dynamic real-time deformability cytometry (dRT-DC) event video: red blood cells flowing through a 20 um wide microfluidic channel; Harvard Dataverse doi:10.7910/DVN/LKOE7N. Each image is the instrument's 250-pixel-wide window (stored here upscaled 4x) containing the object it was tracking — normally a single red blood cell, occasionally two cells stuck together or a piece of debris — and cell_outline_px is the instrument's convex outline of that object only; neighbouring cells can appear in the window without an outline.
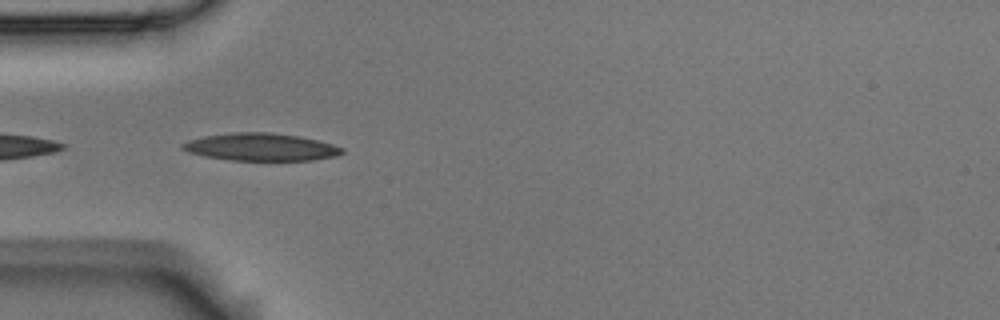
{"species": "Egyptian fruit bat (a non-hibernating species)", "species_latin": "Rousettus aegyptiacus", "temperature_condition": "room temperature", "stored_images_in_passage": 5, "camera_frame_rate_fps": 3000, "um_per_image_px": 0.085, "animal": {"sex": "male"}, "frame": {"image": 1, "passage_image": 4, "time_ms": 1.0, "image_size_px": [1000, 320], "cell_outline_px": [[344, 152], [336, 156], [312, 160], [228, 160], [204, 156], [188, 152], [180, 148], [180, 144], [188, 140], [204, 136], [232, 132], [272, 132], [300, 136], [332, 144], [344, 148]], "centroid_in_image_um": [22.14, 12.49], "position_along_channel_um": 62.9, "area_um2": 25.72}}
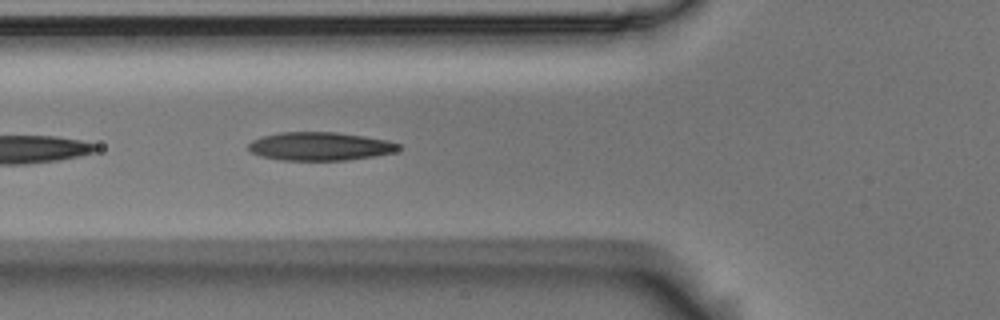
{"frame": {"image": 2, "passage_image": 5, "time_ms": 1.333, "image_size_px": [1000, 320], "cell_outline_px": [[400, 148], [392, 152], [372, 156], [348, 160], [284, 160], [264, 156], [252, 152], [248, 148], [248, 144], [252, 140], [264, 136], [280, 132], [336, 132], [364, 136], [388, 140], [400, 144]], "centroid_in_image_um": [27.21, 12.43], "position_along_channel_um": 98.6, "area_um2": 24.51}}